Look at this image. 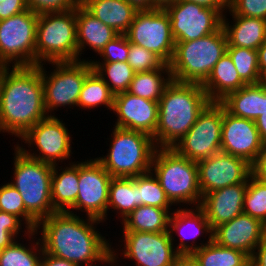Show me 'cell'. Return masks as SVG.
I'll use <instances>...</instances> for the list:
<instances>
[{
	"label": "cell",
	"mask_w": 266,
	"mask_h": 266,
	"mask_svg": "<svg viewBox=\"0 0 266 266\" xmlns=\"http://www.w3.org/2000/svg\"><path fill=\"white\" fill-rule=\"evenodd\" d=\"M226 53L230 56L239 77L246 84H258L260 70L258 67L257 50L227 46Z\"/></svg>",
	"instance_id": "d590c367"
},
{
	"label": "cell",
	"mask_w": 266,
	"mask_h": 266,
	"mask_svg": "<svg viewBox=\"0 0 266 266\" xmlns=\"http://www.w3.org/2000/svg\"><path fill=\"white\" fill-rule=\"evenodd\" d=\"M75 162L69 161L64 168L53 165L51 200L56 212H68L75 205L79 192V162Z\"/></svg>",
	"instance_id": "d4e9b609"
},
{
	"label": "cell",
	"mask_w": 266,
	"mask_h": 266,
	"mask_svg": "<svg viewBox=\"0 0 266 266\" xmlns=\"http://www.w3.org/2000/svg\"><path fill=\"white\" fill-rule=\"evenodd\" d=\"M0 87H1V66H0Z\"/></svg>",
	"instance_id": "680465c9"
},
{
	"label": "cell",
	"mask_w": 266,
	"mask_h": 266,
	"mask_svg": "<svg viewBox=\"0 0 266 266\" xmlns=\"http://www.w3.org/2000/svg\"><path fill=\"white\" fill-rule=\"evenodd\" d=\"M28 9L26 0H2V2H0V21Z\"/></svg>",
	"instance_id": "f6af8a7d"
},
{
	"label": "cell",
	"mask_w": 266,
	"mask_h": 266,
	"mask_svg": "<svg viewBox=\"0 0 266 266\" xmlns=\"http://www.w3.org/2000/svg\"><path fill=\"white\" fill-rule=\"evenodd\" d=\"M252 175L266 182V145L262 147L255 162L251 165Z\"/></svg>",
	"instance_id": "bcb514c9"
},
{
	"label": "cell",
	"mask_w": 266,
	"mask_h": 266,
	"mask_svg": "<svg viewBox=\"0 0 266 266\" xmlns=\"http://www.w3.org/2000/svg\"><path fill=\"white\" fill-rule=\"evenodd\" d=\"M247 85L240 77L230 56L226 53L213 67L202 88L211 102H220L229 93Z\"/></svg>",
	"instance_id": "83f0119b"
},
{
	"label": "cell",
	"mask_w": 266,
	"mask_h": 266,
	"mask_svg": "<svg viewBox=\"0 0 266 266\" xmlns=\"http://www.w3.org/2000/svg\"><path fill=\"white\" fill-rule=\"evenodd\" d=\"M177 0H152V9L161 8L164 9L166 6L175 3Z\"/></svg>",
	"instance_id": "9f6ffc18"
},
{
	"label": "cell",
	"mask_w": 266,
	"mask_h": 266,
	"mask_svg": "<svg viewBox=\"0 0 266 266\" xmlns=\"http://www.w3.org/2000/svg\"><path fill=\"white\" fill-rule=\"evenodd\" d=\"M138 207V176L112 177L109 186L107 213L112 211L119 214V221H123ZM120 216V217H119Z\"/></svg>",
	"instance_id": "f546056e"
},
{
	"label": "cell",
	"mask_w": 266,
	"mask_h": 266,
	"mask_svg": "<svg viewBox=\"0 0 266 266\" xmlns=\"http://www.w3.org/2000/svg\"><path fill=\"white\" fill-rule=\"evenodd\" d=\"M38 17L28 9L0 21V66H35Z\"/></svg>",
	"instance_id": "30bf717a"
},
{
	"label": "cell",
	"mask_w": 266,
	"mask_h": 266,
	"mask_svg": "<svg viewBox=\"0 0 266 266\" xmlns=\"http://www.w3.org/2000/svg\"><path fill=\"white\" fill-rule=\"evenodd\" d=\"M48 116L38 66H1L0 134L19 139Z\"/></svg>",
	"instance_id": "7a4b0ae2"
},
{
	"label": "cell",
	"mask_w": 266,
	"mask_h": 266,
	"mask_svg": "<svg viewBox=\"0 0 266 266\" xmlns=\"http://www.w3.org/2000/svg\"><path fill=\"white\" fill-rule=\"evenodd\" d=\"M47 64L53 66V71H47L44 64L38 67L41 70L44 103L48 116H55L54 110H58V107H68V109L78 107L84 80L93 70L91 62L77 60Z\"/></svg>",
	"instance_id": "9c48e42d"
},
{
	"label": "cell",
	"mask_w": 266,
	"mask_h": 266,
	"mask_svg": "<svg viewBox=\"0 0 266 266\" xmlns=\"http://www.w3.org/2000/svg\"><path fill=\"white\" fill-rule=\"evenodd\" d=\"M24 225L25 223L16 215L0 211V251L19 239V234L23 232L24 227V232L32 231Z\"/></svg>",
	"instance_id": "60d3db41"
},
{
	"label": "cell",
	"mask_w": 266,
	"mask_h": 266,
	"mask_svg": "<svg viewBox=\"0 0 266 266\" xmlns=\"http://www.w3.org/2000/svg\"><path fill=\"white\" fill-rule=\"evenodd\" d=\"M255 125L257 126L263 144L266 145V112L255 120Z\"/></svg>",
	"instance_id": "f5cc1de1"
},
{
	"label": "cell",
	"mask_w": 266,
	"mask_h": 266,
	"mask_svg": "<svg viewBox=\"0 0 266 266\" xmlns=\"http://www.w3.org/2000/svg\"><path fill=\"white\" fill-rule=\"evenodd\" d=\"M192 255L199 266H250V257L247 254L219 245L214 240Z\"/></svg>",
	"instance_id": "d6a6232c"
},
{
	"label": "cell",
	"mask_w": 266,
	"mask_h": 266,
	"mask_svg": "<svg viewBox=\"0 0 266 266\" xmlns=\"http://www.w3.org/2000/svg\"><path fill=\"white\" fill-rule=\"evenodd\" d=\"M36 234L35 231L24 233L23 237L25 236V239L28 238L27 241L31 242L28 245L19 242L17 239L10 246L0 251V266H41L43 248L40 238H37Z\"/></svg>",
	"instance_id": "1f68e13d"
},
{
	"label": "cell",
	"mask_w": 266,
	"mask_h": 266,
	"mask_svg": "<svg viewBox=\"0 0 266 266\" xmlns=\"http://www.w3.org/2000/svg\"><path fill=\"white\" fill-rule=\"evenodd\" d=\"M168 231L173 242L177 241L173 235L179 236V242L176 244L175 249L179 254H193L199 248L207 245L213 240V230L210 227V223L206 219L205 212L200 207L190 208H176L169 217ZM206 236H203V234ZM207 238L205 243L204 240L198 244L197 238ZM193 239V240H192ZM190 240V242H189ZM197 242H196V241ZM192 241V243H191ZM198 244V245H197Z\"/></svg>",
	"instance_id": "d6986e66"
},
{
	"label": "cell",
	"mask_w": 266,
	"mask_h": 266,
	"mask_svg": "<svg viewBox=\"0 0 266 266\" xmlns=\"http://www.w3.org/2000/svg\"><path fill=\"white\" fill-rule=\"evenodd\" d=\"M125 35L129 42L154 52L166 64L171 62L175 41L165 9L138 10Z\"/></svg>",
	"instance_id": "4fadbf2b"
},
{
	"label": "cell",
	"mask_w": 266,
	"mask_h": 266,
	"mask_svg": "<svg viewBox=\"0 0 266 266\" xmlns=\"http://www.w3.org/2000/svg\"><path fill=\"white\" fill-rule=\"evenodd\" d=\"M13 180L9 182L18 190L26 211L37 221L56 211L51 200V178L53 165L27 156L15 144Z\"/></svg>",
	"instance_id": "8992f818"
},
{
	"label": "cell",
	"mask_w": 266,
	"mask_h": 266,
	"mask_svg": "<svg viewBox=\"0 0 266 266\" xmlns=\"http://www.w3.org/2000/svg\"><path fill=\"white\" fill-rule=\"evenodd\" d=\"M112 111L117 117L114 127L154 136L158 123L157 101L123 92L114 96Z\"/></svg>",
	"instance_id": "ffe728a7"
},
{
	"label": "cell",
	"mask_w": 266,
	"mask_h": 266,
	"mask_svg": "<svg viewBox=\"0 0 266 266\" xmlns=\"http://www.w3.org/2000/svg\"><path fill=\"white\" fill-rule=\"evenodd\" d=\"M210 102L201 84L172 80L158 101V123L152 137L156 148H173Z\"/></svg>",
	"instance_id": "3957f363"
},
{
	"label": "cell",
	"mask_w": 266,
	"mask_h": 266,
	"mask_svg": "<svg viewBox=\"0 0 266 266\" xmlns=\"http://www.w3.org/2000/svg\"><path fill=\"white\" fill-rule=\"evenodd\" d=\"M173 211L155 206H138L121 221V232H168L169 217Z\"/></svg>",
	"instance_id": "f1b7e54d"
},
{
	"label": "cell",
	"mask_w": 266,
	"mask_h": 266,
	"mask_svg": "<svg viewBox=\"0 0 266 266\" xmlns=\"http://www.w3.org/2000/svg\"><path fill=\"white\" fill-rule=\"evenodd\" d=\"M130 49V42L125 34H119L112 41L108 42L99 56L102 58L100 61L97 59H90L91 63H114V62H127L128 52Z\"/></svg>",
	"instance_id": "b9f144b4"
},
{
	"label": "cell",
	"mask_w": 266,
	"mask_h": 266,
	"mask_svg": "<svg viewBox=\"0 0 266 266\" xmlns=\"http://www.w3.org/2000/svg\"><path fill=\"white\" fill-rule=\"evenodd\" d=\"M141 205L163 209H172L174 206L151 171L138 175V206Z\"/></svg>",
	"instance_id": "8d00e7d4"
},
{
	"label": "cell",
	"mask_w": 266,
	"mask_h": 266,
	"mask_svg": "<svg viewBox=\"0 0 266 266\" xmlns=\"http://www.w3.org/2000/svg\"><path fill=\"white\" fill-rule=\"evenodd\" d=\"M127 63L132 67L135 73L158 69L165 64L154 52L131 42Z\"/></svg>",
	"instance_id": "ab89813d"
},
{
	"label": "cell",
	"mask_w": 266,
	"mask_h": 266,
	"mask_svg": "<svg viewBox=\"0 0 266 266\" xmlns=\"http://www.w3.org/2000/svg\"><path fill=\"white\" fill-rule=\"evenodd\" d=\"M222 120L223 105L220 102H210L173 149L195 162L221 152Z\"/></svg>",
	"instance_id": "7c38bea8"
},
{
	"label": "cell",
	"mask_w": 266,
	"mask_h": 266,
	"mask_svg": "<svg viewBox=\"0 0 266 266\" xmlns=\"http://www.w3.org/2000/svg\"><path fill=\"white\" fill-rule=\"evenodd\" d=\"M220 103L231 115L256 120L266 112V89L258 84H247L229 93Z\"/></svg>",
	"instance_id": "4316f807"
},
{
	"label": "cell",
	"mask_w": 266,
	"mask_h": 266,
	"mask_svg": "<svg viewBox=\"0 0 266 266\" xmlns=\"http://www.w3.org/2000/svg\"><path fill=\"white\" fill-rule=\"evenodd\" d=\"M114 96L109 86L93 69L84 80L78 100V107L81 110H86L87 108L91 110L103 105L112 111Z\"/></svg>",
	"instance_id": "836d02e7"
},
{
	"label": "cell",
	"mask_w": 266,
	"mask_h": 266,
	"mask_svg": "<svg viewBox=\"0 0 266 266\" xmlns=\"http://www.w3.org/2000/svg\"><path fill=\"white\" fill-rule=\"evenodd\" d=\"M137 10H151L152 0H127Z\"/></svg>",
	"instance_id": "11a10c76"
},
{
	"label": "cell",
	"mask_w": 266,
	"mask_h": 266,
	"mask_svg": "<svg viewBox=\"0 0 266 266\" xmlns=\"http://www.w3.org/2000/svg\"><path fill=\"white\" fill-rule=\"evenodd\" d=\"M85 218L79 213L55 212L39 221L35 232L41 234L43 252L78 266L101 258L112 243L98 231L97 225L102 221Z\"/></svg>",
	"instance_id": "6da1fadb"
},
{
	"label": "cell",
	"mask_w": 266,
	"mask_h": 266,
	"mask_svg": "<svg viewBox=\"0 0 266 266\" xmlns=\"http://www.w3.org/2000/svg\"><path fill=\"white\" fill-rule=\"evenodd\" d=\"M124 247L115 256L134 261L135 266H171L180 255L168 232H122ZM124 249V250H123ZM119 251L121 252L119 254Z\"/></svg>",
	"instance_id": "2e32d148"
},
{
	"label": "cell",
	"mask_w": 266,
	"mask_h": 266,
	"mask_svg": "<svg viewBox=\"0 0 266 266\" xmlns=\"http://www.w3.org/2000/svg\"><path fill=\"white\" fill-rule=\"evenodd\" d=\"M225 13L222 19V27L226 34L227 46L257 50L265 42V19L235 15L230 9ZM227 13L232 16L233 22L230 23V20L226 18Z\"/></svg>",
	"instance_id": "cb8c5ba5"
},
{
	"label": "cell",
	"mask_w": 266,
	"mask_h": 266,
	"mask_svg": "<svg viewBox=\"0 0 266 266\" xmlns=\"http://www.w3.org/2000/svg\"><path fill=\"white\" fill-rule=\"evenodd\" d=\"M76 30L78 60L84 61H89V58L88 60L81 59V54H84L82 52L86 47L99 55L105 45L119 35L112 27L105 25L88 12L80 3L76 6Z\"/></svg>",
	"instance_id": "603a6c76"
},
{
	"label": "cell",
	"mask_w": 266,
	"mask_h": 266,
	"mask_svg": "<svg viewBox=\"0 0 266 266\" xmlns=\"http://www.w3.org/2000/svg\"><path fill=\"white\" fill-rule=\"evenodd\" d=\"M250 266H266V236L257 246L250 258Z\"/></svg>",
	"instance_id": "7dc6e473"
},
{
	"label": "cell",
	"mask_w": 266,
	"mask_h": 266,
	"mask_svg": "<svg viewBox=\"0 0 266 266\" xmlns=\"http://www.w3.org/2000/svg\"><path fill=\"white\" fill-rule=\"evenodd\" d=\"M28 8L36 13L66 11L75 8L79 0H26Z\"/></svg>",
	"instance_id": "ee69618b"
},
{
	"label": "cell",
	"mask_w": 266,
	"mask_h": 266,
	"mask_svg": "<svg viewBox=\"0 0 266 266\" xmlns=\"http://www.w3.org/2000/svg\"><path fill=\"white\" fill-rule=\"evenodd\" d=\"M172 80L169 64L165 63L161 68L135 73L127 92L158 102Z\"/></svg>",
	"instance_id": "4dcf8cb0"
},
{
	"label": "cell",
	"mask_w": 266,
	"mask_h": 266,
	"mask_svg": "<svg viewBox=\"0 0 266 266\" xmlns=\"http://www.w3.org/2000/svg\"><path fill=\"white\" fill-rule=\"evenodd\" d=\"M66 126L63 120L58 119L57 116H47L38 121L20 138V141L28 145L29 149L24 148V144L21 143L20 145L19 142H16V145L31 158L52 165H57L59 162L64 164L63 161L69 160L74 153L71 143L72 134L68 132Z\"/></svg>",
	"instance_id": "8fae6325"
},
{
	"label": "cell",
	"mask_w": 266,
	"mask_h": 266,
	"mask_svg": "<svg viewBox=\"0 0 266 266\" xmlns=\"http://www.w3.org/2000/svg\"><path fill=\"white\" fill-rule=\"evenodd\" d=\"M77 60L76 7L66 11L39 13L35 66Z\"/></svg>",
	"instance_id": "52a82bcc"
},
{
	"label": "cell",
	"mask_w": 266,
	"mask_h": 266,
	"mask_svg": "<svg viewBox=\"0 0 266 266\" xmlns=\"http://www.w3.org/2000/svg\"><path fill=\"white\" fill-rule=\"evenodd\" d=\"M110 136L108 153L96 159L112 177H135L150 172L156 150L151 136L116 127Z\"/></svg>",
	"instance_id": "ba28073f"
},
{
	"label": "cell",
	"mask_w": 266,
	"mask_h": 266,
	"mask_svg": "<svg viewBox=\"0 0 266 266\" xmlns=\"http://www.w3.org/2000/svg\"><path fill=\"white\" fill-rule=\"evenodd\" d=\"M111 179L112 176L96 158L79 161V192L75 205L68 213H86V217L100 220L103 225L108 219L107 205Z\"/></svg>",
	"instance_id": "5bb4252c"
},
{
	"label": "cell",
	"mask_w": 266,
	"mask_h": 266,
	"mask_svg": "<svg viewBox=\"0 0 266 266\" xmlns=\"http://www.w3.org/2000/svg\"><path fill=\"white\" fill-rule=\"evenodd\" d=\"M259 84L266 89V70L261 72Z\"/></svg>",
	"instance_id": "6f0895ef"
},
{
	"label": "cell",
	"mask_w": 266,
	"mask_h": 266,
	"mask_svg": "<svg viewBox=\"0 0 266 266\" xmlns=\"http://www.w3.org/2000/svg\"><path fill=\"white\" fill-rule=\"evenodd\" d=\"M196 163L202 197L230 185L248 182L252 175L251 164L246 160L223 152Z\"/></svg>",
	"instance_id": "e0dca14e"
},
{
	"label": "cell",
	"mask_w": 266,
	"mask_h": 266,
	"mask_svg": "<svg viewBox=\"0 0 266 266\" xmlns=\"http://www.w3.org/2000/svg\"><path fill=\"white\" fill-rule=\"evenodd\" d=\"M216 10H228L229 0H185Z\"/></svg>",
	"instance_id": "f907efd6"
},
{
	"label": "cell",
	"mask_w": 266,
	"mask_h": 266,
	"mask_svg": "<svg viewBox=\"0 0 266 266\" xmlns=\"http://www.w3.org/2000/svg\"><path fill=\"white\" fill-rule=\"evenodd\" d=\"M164 9L169 15L175 42L192 41L216 32L222 27L223 15L227 11L185 0H177Z\"/></svg>",
	"instance_id": "9a60e30c"
},
{
	"label": "cell",
	"mask_w": 266,
	"mask_h": 266,
	"mask_svg": "<svg viewBox=\"0 0 266 266\" xmlns=\"http://www.w3.org/2000/svg\"><path fill=\"white\" fill-rule=\"evenodd\" d=\"M229 9L235 15L266 20V0H229Z\"/></svg>",
	"instance_id": "7bdbcfd3"
},
{
	"label": "cell",
	"mask_w": 266,
	"mask_h": 266,
	"mask_svg": "<svg viewBox=\"0 0 266 266\" xmlns=\"http://www.w3.org/2000/svg\"><path fill=\"white\" fill-rule=\"evenodd\" d=\"M258 56V67L260 73L266 70V40L265 42L257 49Z\"/></svg>",
	"instance_id": "db71d44e"
},
{
	"label": "cell",
	"mask_w": 266,
	"mask_h": 266,
	"mask_svg": "<svg viewBox=\"0 0 266 266\" xmlns=\"http://www.w3.org/2000/svg\"><path fill=\"white\" fill-rule=\"evenodd\" d=\"M227 45L223 27L196 40L175 42L174 54L169 63L173 80L202 85L215 64L226 54Z\"/></svg>",
	"instance_id": "5b68a950"
},
{
	"label": "cell",
	"mask_w": 266,
	"mask_h": 266,
	"mask_svg": "<svg viewBox=\"0 0 266 266\" xmlns=\"http://www.w3.org/2000/svg\"><path fill=\"white\" fill-rule=\"evenodd\" d=\"M91 64L95 72L109 86L114 95L127 92L135 74L127 62Z\"/></svg>",
	"instance_id": "e575fe53"
},
{
	"label": "cell",
	"mask_w": 266,
	"mask_h": 266,
	"mask_svg": "<svg viewBox=\"0 0 266 266\" xmlns=\"http://www.w3.org/2000/svg\"><path fill=\"white\" fill-rule=\"evenodd\" d=\"M171 266H199L192 254H180Z\"/></svg>",
	"instance_id": "816d5d0a"
},
{
	"label": "cell",
	"mask_w": 266,
	"mask_h": 266,
	"mask_svg": "<svg viewBox=\"0 0 266 266\" xmlns=\"http://www.w3.org/2000/svg\"><path fill=\"white\" fill-rule=\"evenodd\" d=\"M118 259L116 258L115 256V250L113 248V246L101 257L99 258L98 260L92 262V263H87V264H83V265H80V266H107V264L109 266H119L118 264ZM102 263V264H101Z\"/></svg>",
	"instance_id": "c3c4849f"
},
{
	"label": "cell",
	"mask_w": 266,
	"mask_h": 266,
	"mask_svg": "<svg viewBox=\"0 0 266 266\" xmlns=\"http://www.w3.org/2000/svg\"><path fill=\"white\" fill-rule=\"evenodd\" d=\"M263 146L255 121L235 117L223 106L221 152L242 158L252 165Z\"/></svg>",
	"instance_id": "ac0fdd59"
},
{
	"label": "cell",
	"mask_w": 266,
	"mask_h": 266,
	"mask_svg": "<svg viewBox=\"0 0 266 266\" xmlns=\"http://www.w3.org/2000/svg\"><path fill=\"white\" fill-rule=\"evenodd\" d=\"M266 236V225L242 213L213 230V240L224 247L237 249L250 258Z\"/></svg>",
	"instance_id": "44dd1931"
},
{
	"label": "cell",
	"mask_w": 266,
	"mask_h": 266,
	"mask_svg": "<svg viewBox=\"0 0 266 266\" xmlns=\"http://www.w3.org/2000/svg\"><path fill=\"white\" fill-rule=\"evenodd\" d=\"M80 4L118 34L128 31L138 11L127 0H82Z\"/></svg>",
	"instance_id": "484cf974"
},
{
	"label": "cell",
	"mask_w": 266,
	"mask_h": 266,
	"mask_svg": "<svg viewBox=\"0 0 266 266\" xmlns=\"http://www.w3.org/2000/svg\"><path fill=\"white\" fill-rule=\"evenodd\" d=\"M247 185L248 182L230 185L202 197L199 207L205 212L212 230L243 213Z\"/></svg>",
	"instance_id": "7402d4cb"
},
{
	"label": "cell",
	"mask_w": 266,
	"mask_h": 266,
	"mask_svg": "<svg viewBox=\"0 0 266 266\" xmlns=\"http://www.w3.org/2000/svg\"><path fill=\"white\" fill-rule=\"evenodd\" d=\"M243 213L266 225V182L251 175L244 196Z\"/></svg>",
	"instance_id": "74e56055"
},
{
	"label": "cell",
	"mask_w": 266,
	"mask_h": 266,
	"mask_svg": "<svg viewBox=\"0 0 266 266\" xmlns=\"http://www.w3.org/2000/svg\"><path fill=\"white\" fill-rule=\"evenodd\" d=\"M41 266H78L77 264L43 252Z\"/></svg>",
	"instance_id": "681fc988"
},
{
	"label": "cell",
	"mask_w": 266,
	"mask_h": 266,
	"mask_svg": "<svg viewBox=\"0 0 266 266\" xmlns=\"http://www.w3.org/2000/svg\"><path fill=\"white\" fill-rule=\"evenodd\" d=\"M150 171L158 179L166 197L174 206H200L202 193L195 161L179 155L173 148H156Z\"/></svg>",
	"instance_id": "277c9868"
},
{
	"label": "cell",
	"mask_w": 266,
	"mask_h": 266,
	"mask_svg": "<svg viewBox=\"0 0 266 266\" xmlns=\"http://www.w3.org/2000/svg\"><path fill=\"white\" fill-rule=\"evenodd\" d=\"M0 211L16 215L35 231L38 222L26 211L21 194L9 182L0 186Z\"/></svg>",
	"instance_id": "f35d334b"
}]
</instances>
